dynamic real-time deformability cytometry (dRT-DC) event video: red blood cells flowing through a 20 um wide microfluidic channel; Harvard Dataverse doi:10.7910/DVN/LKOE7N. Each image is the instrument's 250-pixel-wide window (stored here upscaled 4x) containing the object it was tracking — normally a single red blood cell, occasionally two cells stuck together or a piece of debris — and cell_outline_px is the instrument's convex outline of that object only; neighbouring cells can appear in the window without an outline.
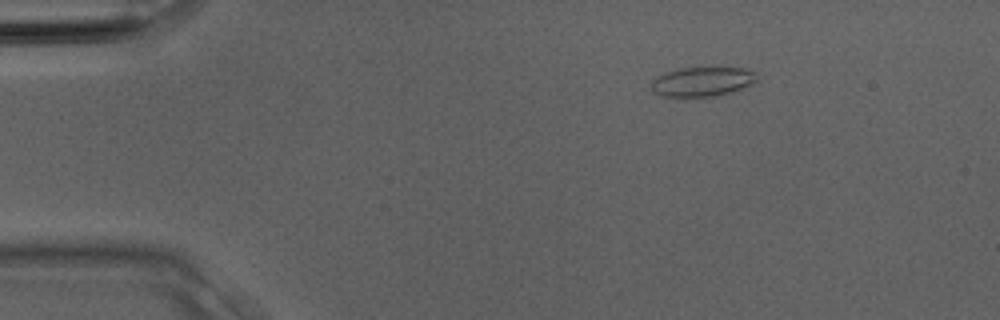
{"species": "Egyptian fruit bat (a non-hibernating species)", "species_latin": "Rousettus aegyptiacus", "temperature_condition": "room temperature", "stored_images_in_passage": 2, "camera_frame_rate_fps": 3000, "um_per_image_px": 0.085, "animal": {"sex": "male"}, "frame": {"image": 1, "passage_image": 1, "time_ms": 0.0, "image_size_px": [1000, 320], "cell_outline_px": [[756, 80], [752, 84], [732, 92], [716, 96], [660, 96], [652, 92], [652, 80], [664, 72], [684, 68], [744, 68], [756, 72]], "centroid_in_image_um": [59.69, 6.94], "position_along_channel_um": 25.3, "area_um2": 17.98}}